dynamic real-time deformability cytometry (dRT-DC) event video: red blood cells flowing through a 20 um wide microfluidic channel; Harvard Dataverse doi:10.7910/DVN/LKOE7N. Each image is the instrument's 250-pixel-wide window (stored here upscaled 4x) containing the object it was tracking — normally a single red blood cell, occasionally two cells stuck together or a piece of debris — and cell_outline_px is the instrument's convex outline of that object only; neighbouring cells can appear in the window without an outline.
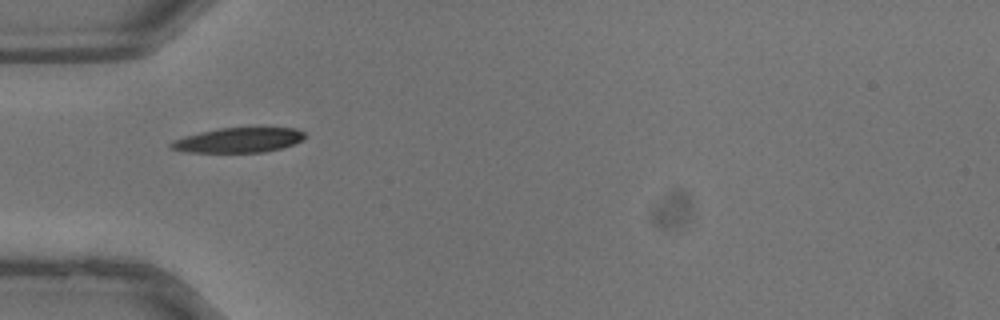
{"species": "common noctule bat (a hibernating species)", "species_latin": "Nyctalus noctula", "temperature_condition": "warm", "stored_images_in_passage": 24, "camera_frame_rate_fps": 3000, "um_per_image_px": 0.085, "animal": {"sex": "male", "body_mass_g": 13.3}, "frame": {"image": 1, "passage_image": 1, "time_ms": 0.0, "image_size_px": [1000, 320], "cell_outline_px": [[304, 140], [280, 148], [264, 152], [184, 152], [168, 148], [168, 144], [172, 140], [184, 136], [200, 132], [220, 128], [296, 128], [304, 132]], "centroid_in_image_um": [20.21, 11.91], "position_along_channel_um": 64.8, "area_um2": 19.36}}
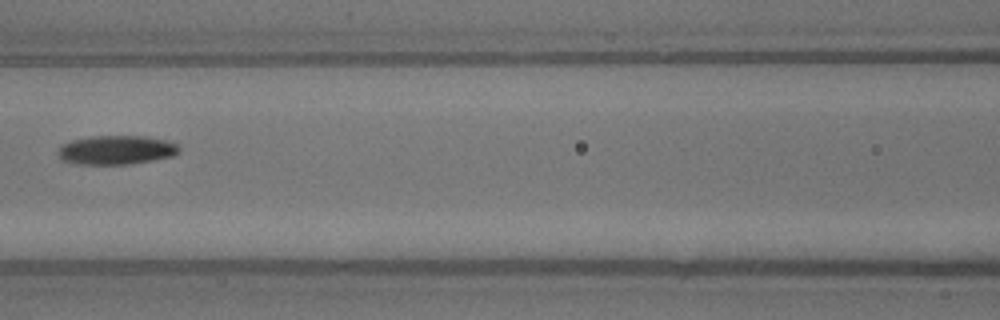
{"frame": {"image": 2, "passage_image": 6, "time_ms": 1.667, "image_size_px": [1000, 320], "cell_outline_px": [[180, 152], [172, 156], [152, 160], [128, 164], [76, 164], [60, 160], [56, 152], [60, 144], [72, 140], [92, 136], [144, 136], [164, 140], [176, 144], [180, 148]], "centroid_in_image_um": [9.81, 12.75], "position_along_channel_um": 156.8, "area_um2": 20.58}}
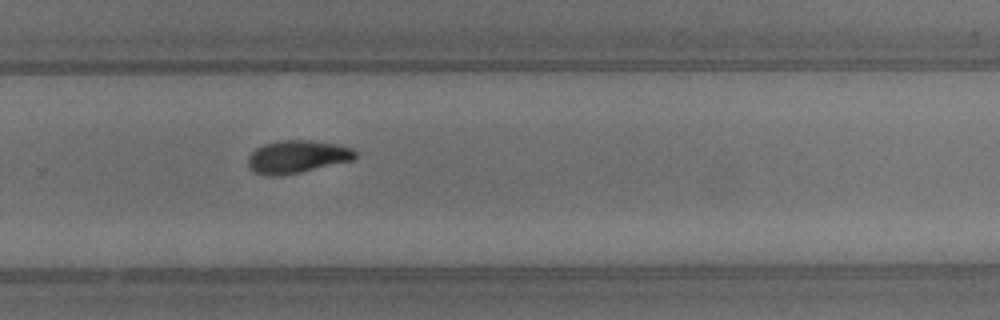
{"frame": {"image": 3, "passage_image": 14, "time_ms": 4.333, "image_size_px": [1000, 320], "cell_outline_px": [[356, 156], [352, 160], [300, 172], [280, 176], [264, 176], [252, 172], [248, 168], [248, 156], [256, 148], [264, 144], [280, 140], [308, 140], [340, 144], [356, 148]], "centroid_in_image_um": [25.24, 13.32], "position_along_channel_um": 304.6, "area_um2": 20.75}}